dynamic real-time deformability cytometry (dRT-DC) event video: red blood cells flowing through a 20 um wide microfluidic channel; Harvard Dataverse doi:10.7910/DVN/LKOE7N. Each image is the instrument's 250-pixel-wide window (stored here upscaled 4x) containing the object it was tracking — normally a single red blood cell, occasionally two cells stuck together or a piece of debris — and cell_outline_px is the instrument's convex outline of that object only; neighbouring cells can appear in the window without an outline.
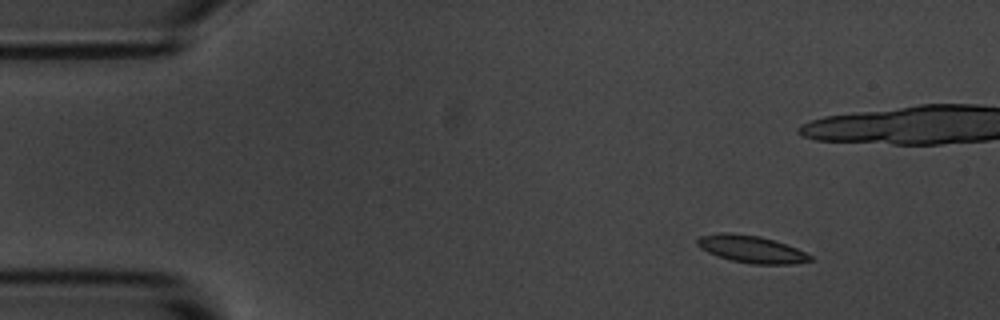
{"species": "common noctule bat (a hibernating species)", "species_latin": "Nyctalus noctula", "temperature_condition": "room temperature", "stored_images_in_passage": 6, "camera_frame_rate_fps": 3000, "um_per_image_px": 0.085, "animal": {"sex": "male", "body_mass_g": 20.1, "forearm_length_mm": 53.5}, "frame": {"image": 1, "passage_image": 2, "time_ms": 1.333, "image_size_px": [1000, 320], "cell_outline_px": [[812, 260], [792, 264], [752, 264], [732, 260], [716, 256], [700, 248], [696, 244], [696, 240], [700, 236], [720, 232], [728, 232], [760, 236], [796, 248], [812, 256]], "centroid_in_image_um": [63.81, 21.17], "position_along_channel_um": 21.2, "area_um2": 17.8}}